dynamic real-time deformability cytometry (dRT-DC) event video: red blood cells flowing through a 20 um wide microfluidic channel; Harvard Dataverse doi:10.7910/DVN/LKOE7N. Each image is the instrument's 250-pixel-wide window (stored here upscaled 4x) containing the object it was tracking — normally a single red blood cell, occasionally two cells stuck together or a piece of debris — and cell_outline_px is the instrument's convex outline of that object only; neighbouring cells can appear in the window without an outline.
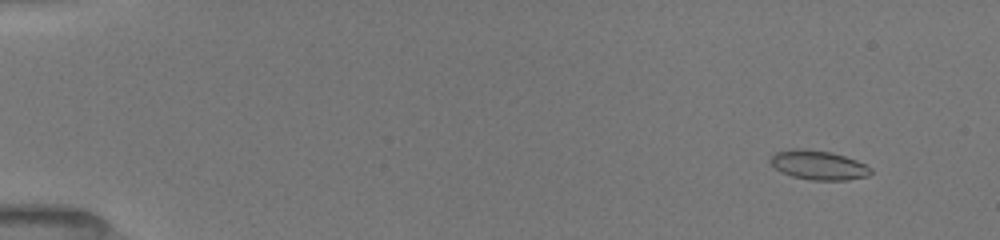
{"species": "common noctule bat (a hibernating species)", "species_latin": "Nyctalus noctula", "temperature_condition": "room temperature", "stored_images_in_passage": 53, "camera_frame_rate_fps": 3000, "um_per_image_px": 0.085, "animal": {"sex": "female", "body_mass_g": 19.5, "forearm_length_mm": 54.1}, "frame": {"image": 1, "passage_image": 5, "time_ms": 1.333, "image_size_px": [1000, 240], "cell_outline_px": [[872, 172], [868, 176], [848, 180], [812, 180], [792, 176], [780, 172], [768, 160], [776, 152], [792, 148], [800, 148], [832, 152], [856, 160], [872, 168]], "centroid_in_image_um": [69.56, 14.03], "position_along_channel_um": 15.4, "area_um2": 17.17}}
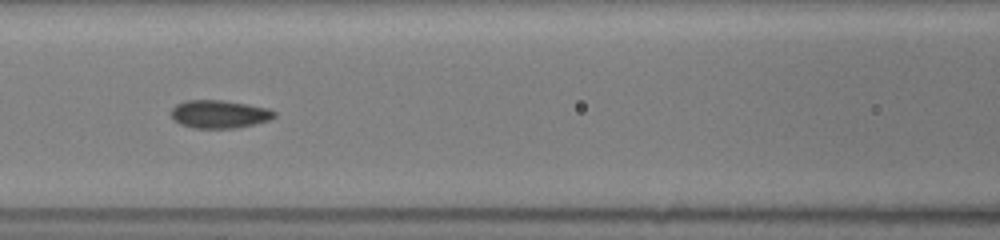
{"frame": {"image": 2, "passage_image": 25, "time_ms": 8.0, "image_size_px": [1000, 240], "cell_outline_px": [[276, 116], [268, 120], [256, 124], [236, 128], [192, 128], [180, 124], [172, 120], [172, 108], [176, 104], [184, 100], [224, 100], [248, 104], [268, 108], [276, 112]], "centroid_in_image_um": [18.63, 9.7], "position_along_channel_um": 148.0, "area_um2": 17.05}}
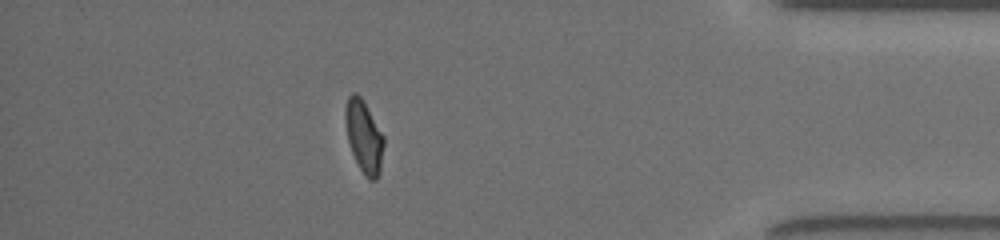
{"frame": {"image": 3, "passage_image": 47, "time_ms": 15.333, "image_size_px": [1000, 240], "cell_outline_px": [[384, 144], [380, 172], [376, 180], [368, 180], [364, 176], [352, 152], [348, 140], [344, 120], [344, 108], [348, 96], [352, 92], [356, 92], [360, 96], [384, 136]], "centroid_in_image_um": [30.92, 11.61], "position_along_channel_um": 404.3, "area_um2": 16.24}, "authors_computed_cell_mechanics": {"area_um2": 16.5886, "velocity_mm_per_s": 3.982, "shape_relaxation_time_tau1_ms": 3.1118, "shape_relaxation_time_tau2_ms": 0.8541, "deformation_change_tau1": 0.1177, "deformation_change_tau2": 0.0623}}